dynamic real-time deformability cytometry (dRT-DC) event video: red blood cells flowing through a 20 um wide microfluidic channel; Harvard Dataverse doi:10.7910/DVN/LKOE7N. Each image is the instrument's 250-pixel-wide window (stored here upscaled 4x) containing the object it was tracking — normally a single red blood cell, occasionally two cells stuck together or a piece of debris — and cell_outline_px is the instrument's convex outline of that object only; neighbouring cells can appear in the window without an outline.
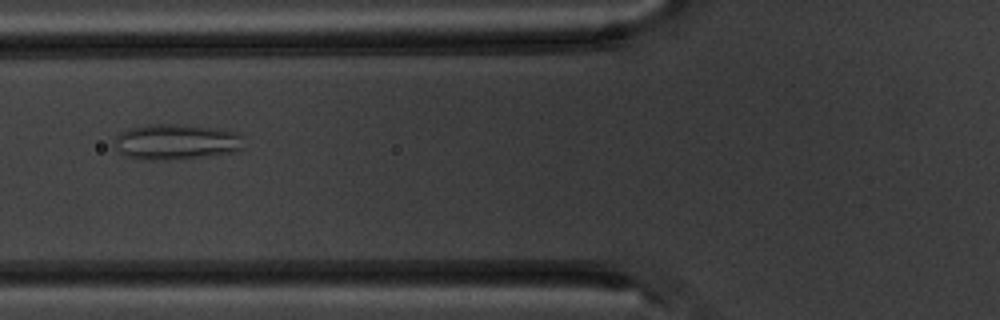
{"species": "common noctule bat (a hibernating species)", "species_latin": "Nyctalus noctula", "temperature_condition": "warm", "stored_images_in_passage": 6, "camera_frame_rate_fps": 3000, "um_per_image_px": 0.085, "animal": {"sex": "male", "body_mass_g": 20.1, "forearm_length_mm": 53.5}, "frame": {"image": 1, "passage_image": 6, "time_ms": 6.0, "image_size_px": [1000, 320], "cell_outline_px": [[244, 148], [236, 152], [164, 160], [144, 160], [124, 156], [116, 148], [116, 136], [120, 132], [128, 128], [148, 124], [184, 124], [216, 128], [240, 132], [244, 136]], "centroid_in_image_um": [15.02, 12.04], "position_along_channel_um": 110.8, "area_um2": 27.17}}